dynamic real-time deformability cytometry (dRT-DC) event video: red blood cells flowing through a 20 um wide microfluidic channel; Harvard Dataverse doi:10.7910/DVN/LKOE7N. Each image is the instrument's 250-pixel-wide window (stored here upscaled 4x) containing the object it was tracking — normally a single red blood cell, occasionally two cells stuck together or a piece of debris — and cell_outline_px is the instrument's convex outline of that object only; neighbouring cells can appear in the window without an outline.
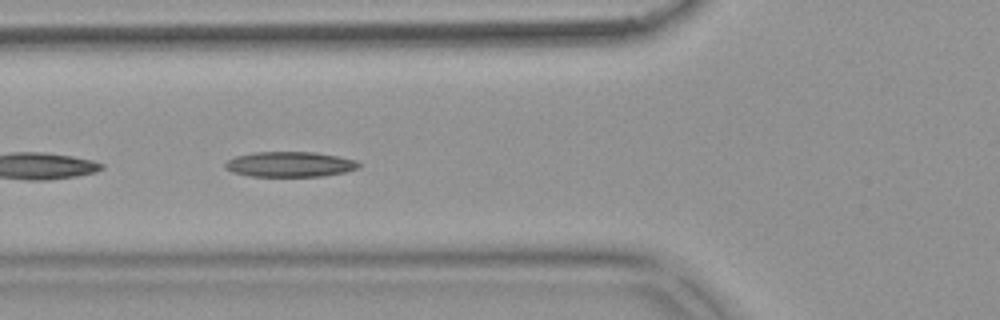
{"species": "common noctule bat (a hibernating species)", "species_latin": "Nyctalus noctula", "temperature_condition": "warm", "stored_images_in_passage": 25, "camera_frame_rate_fps": 3000, "um_per_image_px": 0.085, "animal": {"sex": "female", "body_mass_g": 18.4}, "frame": {"image": 1, "passage_image": 19, "time_ms": 6.0, "image_size_px": [1000, 320], "cell_outline_px": [[360, 168], [344, 172], [324, 176], [248, 176], [232, 172], [224, 168], [224, 164], [228, 160], [236, 156], [256, 152], [316, 152], [356, 160], [360, 164]], "centroid_in_image_um": [24.63, 13.97], "position_along_channel_um": 101.2, "area_um2": 19.65}}